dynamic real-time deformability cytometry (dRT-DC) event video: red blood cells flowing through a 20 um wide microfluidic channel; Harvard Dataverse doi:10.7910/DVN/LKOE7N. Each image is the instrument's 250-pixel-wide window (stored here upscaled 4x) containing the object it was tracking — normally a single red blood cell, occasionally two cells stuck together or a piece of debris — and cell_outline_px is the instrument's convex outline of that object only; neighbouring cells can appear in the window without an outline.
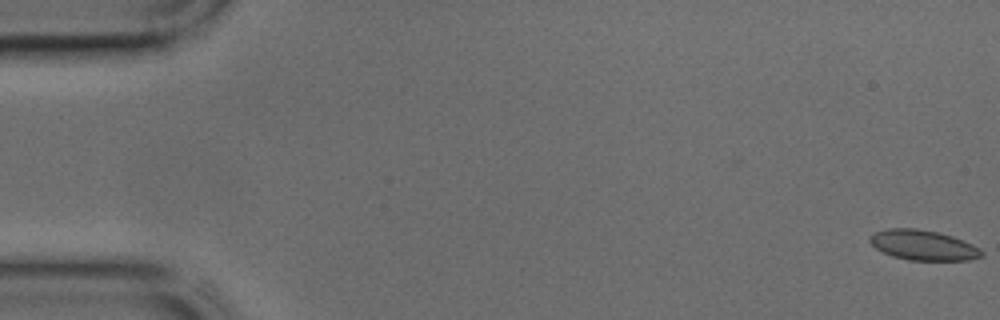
{"species": "common noctule bat (a hibernating species)", "species_latin": "Nyctalus noctula", "temperature_condition": "cold", "stored_images_in_passage": 43, "camera_frame_rate_fps": 3000, "um_per_image_px": 0.085, "animal": {"sex": "male", "body_mass_g": 17.9, "forearm_length_mm": 54.2}, "frame": {"image": 1, "passage_image": 1, "time_ms": 0.0, "image_size_px": [1000, 320], "cell_outline_px": [[984, 256], [968, 260], [908, 260], [892, 256], [876, 248], [868, 240], [868, 236], [876, 232], [888, 228], [916, 228], [936, 232], [952, 236], [972, 244], [980, 248], [984, 252]], "centroid_in_image_um": [78.47, 20.84], "position_along_channel_um": 6.5, "area_um2": 19.59}}
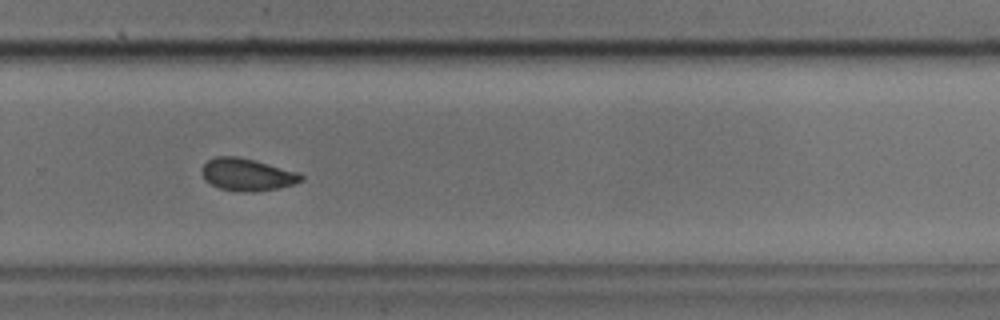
{"frame": {"image": 2, "passage_image": 30, "time_ms": 9.667, "image_size_px": [1000, 320], "cell_outline_px": [[304, 180], [292, 184], [276, 188], [252, 192], [240, 192], [220, 188], [204, 180], [200, 172], [200, 168], [208, 160], [216, 156], [240, 156], [256, 160], [300, 172], [304, 176]], "centroid_in_image_um": [20.99, 14.82], "position_along_channel_um": 308.8, "area_um2": 18.96}}
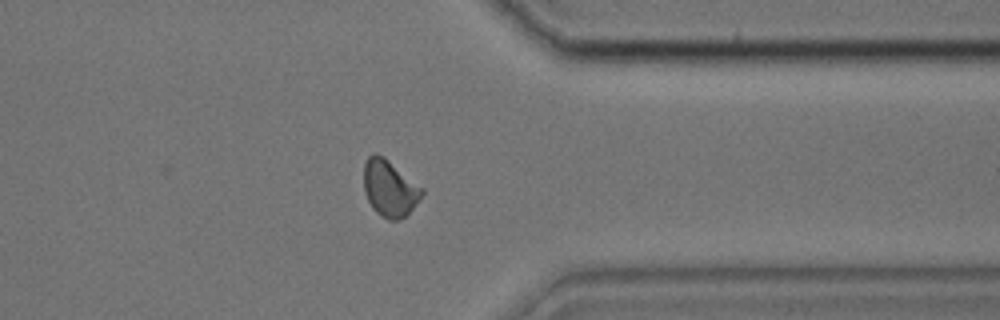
{"frame": {"image": 3, "passage_image": 35, "time_ms": 11.333, "image_size_px": [1000, 320], "cell_outline_px": [[424, 192], [412, 208], [400, 220], [388, 220], [380, 216], [372, 208], [364, 192], [364, 164], [368, 156], [372, 152], [376, 152], [384, 156], [424, 188]], "centroid_in_image_um": [33.1, 15.98], "position_along_channel_um": 378.3, "area_um2": 19.31}}